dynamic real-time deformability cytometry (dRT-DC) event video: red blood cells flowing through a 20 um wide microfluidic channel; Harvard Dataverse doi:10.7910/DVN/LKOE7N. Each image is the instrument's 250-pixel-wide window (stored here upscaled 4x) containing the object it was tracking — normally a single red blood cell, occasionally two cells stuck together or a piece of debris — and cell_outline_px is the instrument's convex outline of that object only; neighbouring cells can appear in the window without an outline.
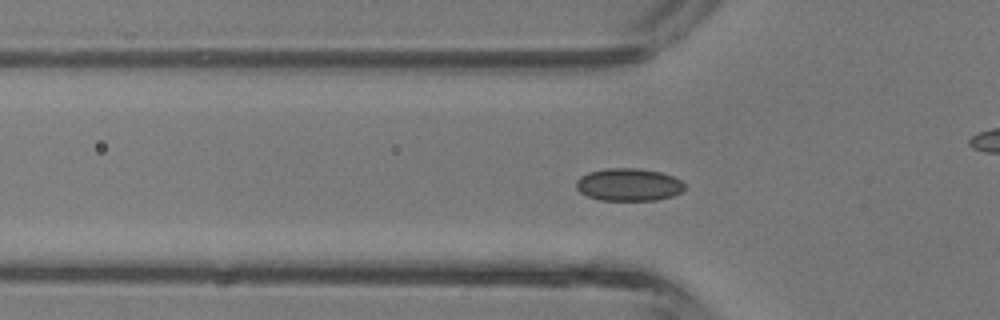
{"species": "common noctule bat (a hibernating species)", "species_latin": "Nyctalus noctula", "temperature_condition": "room temperature", "stored_images_in_passage": 27, "camera_frame_rate_fps": 3000, "um_per_image_px": 0.085, "animal": {"sex": "male", "body_mass_g": 13.3}, "frame": {"image": 1, "passage_image": 6, "time_ms": 1.667, "image_size_px": [1000, 320], "cell_outline_px": [[684, 188], [680, 192], [672, 196], [656, 200], [600, 200], [588, 196], [580, 192], [576, 188], [576, 180], [580, 176], [588, 172], [608, 168], [636, 168], [660, 172], [672, 176], [680, 180], [684, 184]], "centroid_in_image_um": [53.4, 15.69], "position_along_channel_um": 72.4, "area_um2": 20.52}}
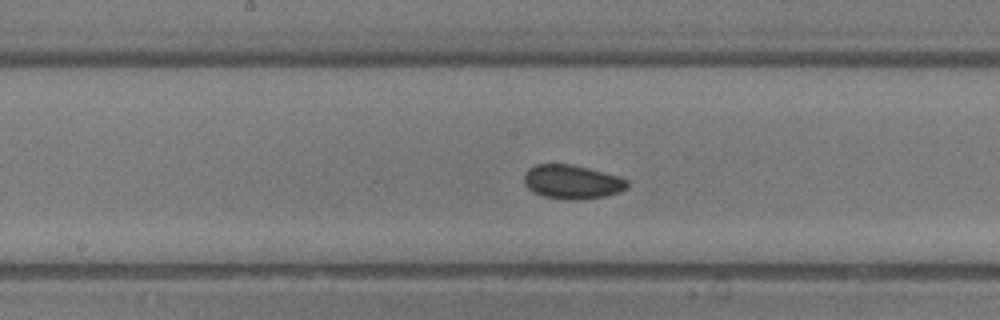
{"frame": {"image": 2, "passage_image": 14, "time_ms": 4.333, "image_size_px": [1000, 320], "cell_outline_px": [[628, 188], [620, 192], [604, 196], [576, 200], [568, 200], [544, 196], [532, 192], [524, 184], [524, 172], [528, 168], [536, 164], [572, 164], [588, 168], [616, 176], [628, 180]], "centroid_in_image_um": [48.59, 15.46], "position_along_channel_um": 199.6, "area_um2": 20.46}}
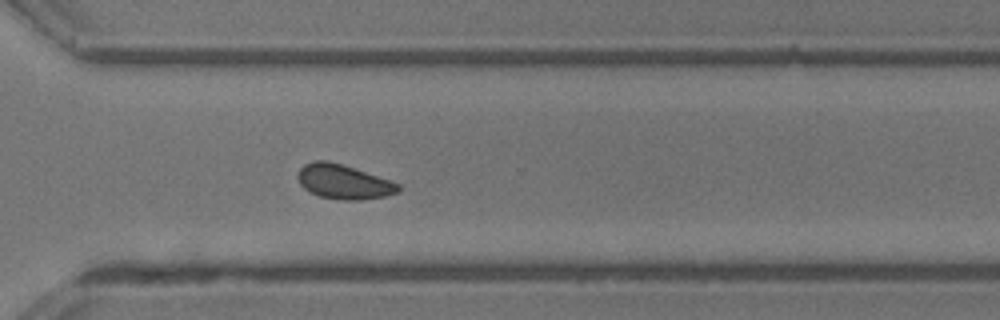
{"frame": {"image": 3, "passage_image": 23, "time_ms": 7.333, "image_size_px": [1000, 320], "cell_outline_px": [[400, 192], [384, 196], [360, 200], [340, 200], [320, 196], [304, 188], [300, 184], [296, 176], [300, 168], [304, 164], [316, 160], [328, 160], [344, 164], [400, 184]], "centroid_in_image_um": [29.19, 15.44], "position_along_channel_um": 341.4, "area_um2": 20.23}, "authors_computed_cell_mechanics": {"area_um2": 20.23, "velocity_mm_per_s": 4.7465, "shape_relaxation_time_tau1_ms": 9.9899, "shape_relaxation_time_tau2_ms": 1.9765, "deformation_change_tau1": 0.1032, "deformation_change_tau2": 0.067}}